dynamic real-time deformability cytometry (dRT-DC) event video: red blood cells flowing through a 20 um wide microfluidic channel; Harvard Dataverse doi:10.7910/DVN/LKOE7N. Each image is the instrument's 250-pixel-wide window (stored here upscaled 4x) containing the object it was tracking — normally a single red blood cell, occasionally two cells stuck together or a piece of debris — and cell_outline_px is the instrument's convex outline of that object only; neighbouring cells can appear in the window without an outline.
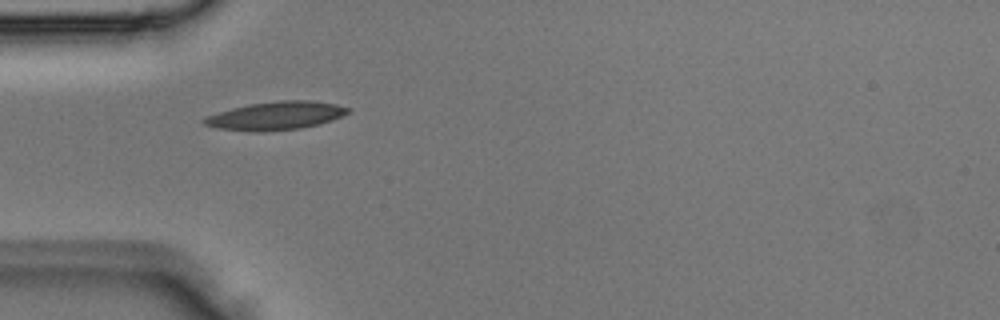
{"species": "Egyptian fruit bat (a non-hibernating species)", "species_latin": "Rousettus aegyptiacus", "temperature_condition": "room temperature", "stored_images_in_passage": 1, "camera_frame_rate_fps": 3000, "um_per_image_px": 0.085, "animal": {"sex": "male"}, "frame": {"image": 1, "passage_image": 1, "time_ms": 0.0, "image_size_px": [1000, 320], "cell_outline_px": [[352, 112], [332, 120], [300, 128], [264, 132], [248, 132], [216, 128], [204, 124], [200, 120], [208, 116], [232, 108], [252, 104], [280, 100], [308, 100], [336, 104], [352, 108]], "centroid_in_image_um": [23.47, 9.84], "position_along_channel_um": 61.5, "area_um2": 23.7}}